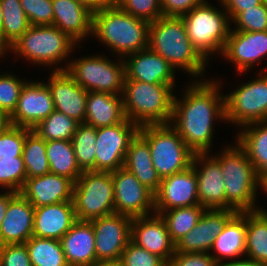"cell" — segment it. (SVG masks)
Instances as JSON below:
<instances>
[{"instance_id": "44", "label": "cell", "mask_w": 267, "mask_h": 266, "mask_svg": "<svg viewBox=\"0 0 267 266\" xmlns=\"http://www.w3.org/2000/svg\"><path fill=\"white\" fill-rule=\"evenodd\" d=\"M231 22L237 31H267V3L240 12Z\"/></svg>"}, {"instance_id": "13", "label": "cell", "mask_w": 267, "mask_h": 266, "mask_svg": "<svg viewBox=\"0 0 267 266\" xmlns=\"http://www.w3.org/2000/svg\"><path fill=\"white\" fill-rule=\"evenodd\" d=\"M115 213L137 218L155 212L154 193L124 167L111 172ZM151 211V212H150Z\"/></svg>"}, {"instance_id": "48", "label": "cell", "mask_w": 267, "mask_h": 266, "mask_svg": "<svg viewBox=\"0 0 267 266\" xmlns=\"http://www.w3.org/2000/svg\"><path fill=\"white\" fill-rule=\"evenodd\" d=\"M168 266H219L210 253L175 252Z\"/></svg>"}, {"instance_id": "19", "label": "cell", "mask_w": 267, "mask_h": 266, "mask_svg": "<svg viewBox=\"0 0 267 266\" xmlns=\"http://www.w3.org/2000/svg\"><path fill=\"white\" fill-rule=\"evenodd\" d=\"M130 240L150 253L158 255L167 264L175 253V243L166 224L156 213L132 219Z\"/></svg>"}, {"instance_id": "57", "label": "cell", "mask_w": 267, "mask_h": 266, "mask_svg": "<svg viewBox=\"0 0 267 266\" xmlns=\"http://www.w3.org/2000/svg\"><path fill=\"white\" fill-rule=\"evenodd\" d=\"M2 8H1V4H0V31H1V27L3 24V16H2ZM0 48H1V35H0Z\"/></svg>"}, {"instance_id": "47", "label": "cell", "mask_w": 267, "mask_h": 266, "mask_svg": "<svg viewBox=\"0 0 267 266\" xmlns=\"http://www.w3.org/2000/svg\"><path fill=\"white\" fill-rule=\"evenodd\" d=\"M0 266H32L25 243L0 245Z\"/></svg>"}, {"instance_id": "27", "label": "cell", "mask_w": 267, "mask_h": 266, "mask_svg": "<svg viewBox=\"0 0 267 266\" xmlns=\"http://www.w3.org/2000/svg\"><path fill=\"white\" fill-rule=\"evenodd\" d=\"M53 25L77 43L92 34L93 13L75 0H52ZM84 38V39H83Z\"/></svg>"}, {"instance_id": "31", "label": "cell", "mask_w": 267, "mask_h": 266, "mask_svg": "<svg viewBox=\"0 0 267 266\" xmlns=\"http://www.w3.org/2000/svg\"><path fill=\"white\" fill-rule=\"evenodd\" d=\"M237 143L245 150L254 170L261 177L267 173V120L241 127Z\"/></svg>"}, {"instance_id": "58", "label": "cell", "mask_w": 267, "mask_h": 266, "mask_svg": "<svg viewBox=\"0 0 267 266\" xmlns=\"http://www.w3.org/2000/svg\"><path fill=\"white\" fill-rule=\"evenodd\" d=\"M6 53L0 48V56L3 57Z\"/></svg>"}, {"instance_id": "24", "label": "cell", "mask_w": 267, "mask_h": 266, "mask_svg": "<svg viewBox=\"0 0 267 266\" xmlns=\"http://www.w3.org/2000/svg\"><path fill=\"white\" fill-rule=\"evenodd\" d=\"M35 207L18 193L7 207L0 225V245L22 244L33 236Z\"/></svg>"}, {"instance_id": "46", "label": "cell", "mask_w": 267, "mask_h": 266, "mask_svg": "<svg viewBox=\"0 0 267 266\" xmlns=\"http://www.w3.org/2000/svg\"><path fill=\"white\" fill-rule=\"evenodd\" d=\"M31 25H53L52 0H20Z\"/></svg>"}, {"instance_id": "25", "label": "cell", "mask_w": 267, "mask_h": 266, "mask_svg": "<svg viewBox=\"0 0 267 266\" xmlns=\"http://www.w3.org/2000/svg\"><path fill=\"white\" fill-rule=\"evenodd\" d=\"M76 221L73 201L35 207L33 236L60 240Z\"/></svg>"}, {"instance_id": "16", "label": "cell", "mask_w": 267, "mask_h": 266, "mask_svg": "<svg viewBox=\"0 0 267 266\" xmlns=\"http://www.w3.org/2000/svg\"><path fill=\"white\" fill-rule=\"evenodd\" d=\"M54 110L48 86L44 82L28 81L21 89L16 109L10 116V123L32 130Z\"/></svg>"}, {"instance_id": "59", "label": "cell", "mask_w": 267, "mask_h": 266, "mask_svg": "<svg viewBox=\"0 0 267 266\" xmlns=\"http://www.w3.org/2000/svg\"><path fill=\"white\" fill-rule=\"evenodd\" d=\"M259 210H262V211H264V212H267V210H266V209L264 210L263 208H260V207H259Z\"/></svg>"}, {"instance_id": "4", "label": "cell", "mask_w": 267, "mask_h": 266, "mask_svg": "<svg viewBox=\"0 0 267 266\" xmlns=\"http://www.w3.org/2000/svg\"><path fill=\"white\" fill-rule=\"evenodd\" d=\"M175 86V84L124 80L122 100L126 118L138 127L169 124L173 111Z\"/></svg>"}, {"instance_id": "9", "label": "cell", "mask_w": 267, "mask_h": 266, "mask_svg": "<svg viewBox=\"0 0 267 266\" xmlns=\"http://www.w3.org/2000/svg\"><path fill=\"white\" fill-rule=\"evenodd\" d=\"M119 63L110 61L102 55L88 56L67 63L66 67H57L53 71H66L82 88L95 92H107L122 95L125 74L124 59Z\"/></svg>"}, {"instance_id": "11", "label": "cell", "mask_w": 267, "mask_h": 266, "mask_svg": "<svg viewBox=\"0 0 267 266\" xmlns=\"http://www.w3.org/2000/svg\"><path fill=\"white\" fill-rule=\"evenodd\" d=\"M225 95V121L243 127L267 120V73ZM267 72V71H266ZM265 73V75H264Z\"/></svg>"}, {"instance_id": "1", "label": "cell", "mask_w": 267, "mask_h": 266, "mask_svg": "<svg viewBox=\"0 0 267 266\" xmlns=\"http://www.w3.org/2000/svg\"><path fill=\"white\" fill-rule=\"evenodd\" d=\"M203 80L187 86L182 100L174 96L170 121V126L194 153H209L213 121L225 120V96L219 92L220 83Z\"/></svg>"}, {"instance_id": "40", "label": "cell", "mask_w": 267, "mask_h": 266, "mask_svg": "<svg viewBox=\"0 0 267 266\" xmlns=\"http://www.w3.org/2000/svg\"><path fill=\"white\" fill-rule=\"evenodd\" d=\"M23 157L0 160V186L20 193L26 182Z\"/></svg>"}, {"instance_id": "38", "label": "cell", "mask_w": 267, "mask_h": 266, "mask_svg": "<svg viewBox=\"0 0 267 266\" xmlns=\"http://www.w3.org/2000/svg\"><path fill=\"white\" fill-rule=\"evenodd\" d=\"M96 134L97 128L80 123L71 140L77 164L82 171H95Z\"/></svg>"}, {"instance_id": "53", "label": "cell", "mask_w": 267, "mask_h": 266, "mask_svg": "<svg viewBox=\"0 0 267 266\" xmlns=\"http://www.w3.org/2000/svg\"><path fill=\"white\" fill-rule=\"evenodd\" d=\"M219 266H267V265L245 258L241 260L239 259L231 260L230 262L226 261V262L219 264Z\"/></svg>"}, {"instance_id": "18", "label": "cell", "mask_w": 267, "mask_h": 266, "mask_svg": "<svg viewBox=\"0 0 267 266\" xmlns=\"http://www.w3.org/2000/svg\"><path fill=\"white\" fill-rule=\"evenodd\" d=\"M236 213V210L206 209L196 226L175 243V252L209 253L218 234Z\"/></svg>"}, {"instance_id": "39", "label": "cell", "mask_w": 267, "mask_h": 266, "mask_svg": "<svg viewBox=\"0 0 267 266\" xmlns=\"http://www.w3.org/2000/svg\"><path fill=\"white\" fill-rule=\"evenodd\" d=\"M78 122L60 111L54 110L32 130L45 141L68 140L71 141L76 132Z\"/></svg>"}, {"instance_id": "5", "label": "cell", "mask_w": 267, "mask_h": 266, "mask_svg": "<svg viewBox=\"0 0 267 266\" xmlns=\"http://www.w3.org/2000/svg\"><path fill=\"white\" fill-rule=\"evenodd\" d=\"M221 154V155H220ZM214 157L219 161L225 184L226 210L254 211L260 189V176L254 170L245 150L236 142Z\"/></svg>"}, {"instance_id": "36", "label": "cell", "mask_w": 267, "mask_h": 266, "mask_svg": "<svg viewBox=\"0 0 267 266\" xmlns=\"http://www.w3.org/2000/svg\"><path fill=\"white\" fill-rule=\"evenodd\" d=\"M205 210L203 206L196 204L166 210L159 215L164 220L172 241L176 243L196 226Z\"/></svg>"}, {"instance_id": "34", "label": "cell", "mask_w": 267, "mask_h": 266, "mask_svg": "<svg viewBox=\"0 0 267 266\" xmlns=\"http://www.w3.org/2000/svg\"><path fill=\"white\" fill-rule=\"evenodd\" d=\"M3 16L1 27V49L8 52L16 42L31 26L20 0H0Z\"/></svg>"}, {"instance_id": "54", "label": "cell", "mask_w": 267, "mask_h": 266, "mask_svg": "<svg viewBox=\"0 0 267 266\" xmlns=\"http://www.w3.org/2000/svg\"><path fill=\"white\" fill-rule=\"evenodd\" d=\"M10 126V117L5 112L0 110V134Z\"/></svg>"}, {"instance_id": "29", "label": "cell", "mask_w": 267, "mask_h": 266, "mask_svg": "<svg viewBox=\"0 0 267 266\" xmlns=\"http://www.w3.org/2000/svg\"><path fill=\"white\" fill-rule=\"evenodd\" d=\"M123 167L153 193L159 189L161 178L153 166L149 144L139 133L129 144Z\"/></svg>"}, {"instance_id": "45", "label": "cell", "mask_w": 267, "mask_h": 266, "mask_svg": "<svg viewBox=\"0 0 267 266\" xmlns=\"http://www.w3.org/2000/svg\"><path fill=\"white\" fill-rule=\"evenodd\" d=\"M119 264L120 266H168L161 257L150 253L131 240L122 252Z\"/></svg>"}, {"instance_id": "7", "label": "cell", "mask_w": 267, "mask_h": 266, "mask_svg": "<svg viewBox=\"0 0 267 266\" xmlns=\"http://www.w3.org/2000/svg\"><path fill=\"white\" fill-rule=\"evenodd\" d=\"M77 44L54 25H31L8 50L34 64L53 66L66 60Z\"/></svg>"}, {"instance_id": "3", "label": "cell", "mask_w": 267, "mask_h": 266, "mask_svg": "<svg viewBox=\"0 0 267 266\" xmlns=\"http://www.w3.org/2000/svg\"><path fill=\"white\" fill-rule=\"evenodd\" d=\"M175 68H181L192 77H202L207 60L188 38L181 17L162 16L150 23L149 46Z\"/></svg>"}, {"instance_id": "50", "label": "cell", "mask_w": 267, "mask_h": 266, "mask_svg": "<svg viewBox=\"0 0 267 266\" xmlns=\"http://www.w3.org/2000/svg\"><path fill=\"white\" fill-rule=\"evenodd\" d=\"M224 9L229 15L230 20L232 21L240 12L245 9L253 8L254 6L260 5L261 0H218Z\"/></svg>"}, {"instance_id": "26", "label": "cell", "mask_w": 267, "mask_h": 266, "mask_svg": "<svg viewBox=\"0 0 267 266\" xmlns=\"http://www.w3.org/2000/svg\"><path fill=\"white\" fill-rule=\"evenodd\" d=\"M69 266H92L96 263L92 223L77 220L60 239Z\"/></svg>"}, {"instance_id": "15", "label": "cell", "mask_w": 267, "mask_h": 266, "mask_svg": "<svg viewBox=\"0 0 267 266\" xmlns=\"http://www.w3.org/2000/svg\"><path fill=\"white\" fill-rule=\"evenodd\" d=\"M199 204L197 176L193 164L187 169L161 179L159 189L154 193L156 214L178 207Z\"/></svg>"}, {"instance_id": "22", "label": "cell", "mask_w": 267, "mask_h": 266, "mask_svg": "<svg viewBox=\"0 0 267 266\" xmlns=\"http://www.w3.org/2000/svg\"><path fill=\"white\" fill-rule=\"evenodd\" d=\"M125 80H137L151 84H175V71L168 61L149 47L127 55Z\"/></svg>"}, {"instance_id": "56", "label": "cell", "mask_w": 267, "mask_h": 266, "mask_svg": "<svg viewBox=\"0 0 267 266\" xmlns=\"http://www.w3.org/2000/svg\"><path fill=\"white\" fill-rule=\"evenodd\" d=\"M92 266H120L119 262H96Z\"/></svg>"}, {"instance_id": "30", "label": "cell", "mask_w": 267, "mask_h": 266, "mask_svg": "<svg viewBox=\"0 0 267 266\" xmlns=\"http://www.w3.org/2000/svg\"><path fill=\"white\" fill-rule=\"evenodd\" d=\"M214 250L217 255L211 254L214 260L222 263L226 258L234 259L245 255L246 252V211L237 212L225 225L224 229L214 240L210 251Z\"/></svg>"}, {"instance_id": "10", "label": "cell", "mask_w": 267, "mask_h": 266, "mask_svg": "<svg viewBox=\"0 0 267 266\" xmlns=\"http://www.w3.org/2000/svg\"><path fill=\"white\" fill-rule=\"evenodd\" d=\"M76 219L92 221L115 213L114 185L110 172L83 171L73 187Z\"/></svg>"}, {"instance_id": "14", "label": "cell", "mask_w": 267, "mask_h": 266, "mask_svg": "<svg viewBox=\"0 0 267 266\" xmlns=\"http://www.w3.org/2000/svg\"><path fill=\"white\" fill-rule=\"evenodd\" d=\"M90 222L94 229L96 262H119L130 241L132 218L112 213Z\"/></svg>"}, {"instance_id": "43", "label": "cell", "mask_w": 267, "mask_h": 266, "mask_svg": "<svg viewBox=\"0 0 267 266\" xmlns=\"http://www.w3.org/2000/svg\"><path fill=\"white\" fill-rule=\"evenodd\" d=\"M31 129L11 125L0 134V160L22 157L26 134Z\"/></svg>"}, {"instance_id": "8", "label": "cell", "mask_w": 267, "mask_h": 266, "mask_svg": "<svg viewBox=\"0 0 267 266\" xmlns=\"http://www.w3.org/2000/svg\"><path fill=\"white\" fill-rule=\"evenodd\" d=\"M138 133L148 142L153 166L161 179L192 165L195 153L170 123L141 126Z\"/></svg>"}, {"instance_id": "17", "label": "cell", "mask_w": 267, "mask_h": 266, "mask_svg": "<svg viewBox=\"0 0 267 266\" xmlns=\"http://www.w3.org/2000/svg\"><path fill=\"white\" fill-rule=\"evenodd\" d=\"M192 164L197 176L199 205L205 209L226 210L225 184L219 161L209 153H195ZM199 164L201 170L197 167Z\"/></svg>"}, {"instance_id": "23", "label": "cell", "mask_w": 267, "mask_h": 266, "mask_svg": "<svg viewBox=\"0 0 267 266\" xmlns=\"http://www.w3.org/2000/svg\"><path fill=\"white\" fill-rule=\"evenodd\" d=\"M74 182L67 177L47 173L26 179L21 194L34 206L73 201Z\"/></svg>"}, {"instance_id": "33", "label": "cell", "mask_w": 267, "mask_h": 266, "mask_svg": "<svg viewBox=\"0 0 267 266\" xmlns=\"http://www.w3.org/2000/svg\"><path fill=\"white\" fill-rule=\"evenodd\" d=\"M46 154L51 173L67 177L74 183L77 182L83 171L77 164L72 141H46Z\"/></svg>"}, {"instance_id": "55", "label": "cell", "mask_w": 267, "mask_h": 266, "mask_svg": "<svg viewBox=\"0 0 267 266\" xmlns=\"http://www.w3.org/2000/svg\"><path fill=\"white\" fill-rule=\"evenodd\" d=\"M260 188L267 193V173L260 177Z\"/></svg>"}, {"instance_id": "12", "label": "cell", "mask_w": 267, "mask_h": 266, "mask_svg": "<svg viewBox=\"0 0 267 266\" xmlns=\"http://www.w3.org/2000/svg\"><path fill=\"white\" fill-rule=\"evenodd\" d=\"M138 131L139 127L127 118L116 125L97 128L95 171L111 173L122 168L129 144Z\"/></svg>"}, {"instance_id": "52", "label": "cell", "mask_w": 267, "mask_h": 266, "mask_svg": "<svg viewBox=\"0 0 267 266\" xmlns=\"http://www.w3.org/2000/svg\"><path fill=\"white\" fill-rule=\"evenodd\" d=\"M79 4L95 13L100 7L109 4L112 0H75Z\"/></svg>"}, {"instance_id": "32", "label": "cell", "mask_w": 267, "mask_h": 266, "mask_svg": "<svg viewBox=\"0 0 267 266\" xmlns=\"http://www.w3.org/2000/svg\"><path fill=\"white\" fill-rule=\"evenodd\" d=\"M248 259L267 265V212L246 211V252Z\"/></svg>"}, {"instance_id": "49", "label": "cell", "mask_w": 267, "mask_h": 266, "mask_svg": "<svg viewBox=\"0 0 267 266\" xmlns=\"http://www.w3.org/2000/svg\"><path fill=\"white\" fill-rule=\"evenodd\" d=\"M203 0H161L163 16L180 17L200 4Z\"/></svg>"}, {"instance_id": "2", "label": "cell", "mask_w": 267, "mask_h": 266, "mask_svg": "<svg viewBox=\"0 0 267 266\" xmlns=\"http://www.w3.org/2000/svg\"><path fill=\"white\" fill-rule=\"evenodd\" d=\"M149 27V22L121 10L112 1L93 13L91 35L124 59L148 48Z\"/></svg>"}, {"instance_id": "20", "label": "cell", "mask_w": 267, "mask_h": 266, "mask_svg": "<svg viewBox=\"0 0 267 266\" xmlns=\"http://www.w3.org/2000/svg\"><path fill=\"white\" fill-rule=\"evenodd\" d=\"M222 55L236 66L237 72L250 70L267 55V31L232 30Z\"/></svg>"}, {"instance_id": "42", "label": "cell", "mask_w": 267, "mask_h": 266, "mask_svg": "<svg viewBox=\"0 0 267 266\" xmlns=\"http://www.w3.org/2000/svg\"><path fill=\"white\" fill-rule=\"evenodd\" d=\"M26 82L10 73L0 75V110L9 117L16 109L21 89Z\"/></svg>"}, {"instance_id": "21", "label": "cell", "mask_w": 267, "mask_h": 266, "mask_svg": "<svg viewBox=\"0 0 267 266\" xmlns=\"http://www.w3.org/2000/svg\"><path fill=\"white\" fill-rule=\"evenodd\" d=\"M45 83L53 99L54 108L79 124L85 122L88 91L82 88L66 71H52Z\"/></svg>"}, {"instance_id": "35", "label": "cell", "mask_w": 267, "mask_h": 266, "mask_svg": "<svg viewBox=\"0 0 267 266\" xmlns=\"http://www.w3.org/2000/svg\"><path fill=\"white\" fill-rule=\"evenodd\" d=\"M25 245L32 266H69L60 240L32 236Z\"/></svg>"}, {"instance_id": "41", "label": "cell", "mask_w": 267, "mask_h": 266, "mask_svg": "<svg viewBox=\"0 0 267 266\" xmlns=\"http://www.w3.org/2000/svg\"><path fill=\"white\" fill-rule=\"evenodd\" d=\"M121 10L149 23L163 16L161 0H112Z\"/></svg>"}, {"instance_id": "6", "label": "cell", "mask_w": 267, "mask_h": 266, "mask_svg": "<svg viewBox=\"0 0 267 266\" xmlns=\"http://www.w3.org/2000/svg\"><path fill=\"white\" fill-rule=\"evenodd\" d=\"M180 17L191 43L206 60L213 53L220 52L222 55L231 31V20L227 12L203 0Z\"/></svg>"}, {"instance_id": "51", "label": "cell", "mask_w": 267, "mask_h": 266, "mask_svg": "<svg viewBox=\"0 0 267 266\" xmlns=\"http://www.w3.org/2000/svg\"><path fill=\"white\" fill-rule=\"evenodd\" d=\"M17 192L9 191L0 194V225L4 219L9 202L17 195Z\"/></svg>"}, {"instance_id": "28", "label": "cell", "mask_w": 267, "mask_h": 266, "mask_svg": "<svg viewBox=\"0 0 267 266\" xmlns=\"http://www.w3.org/2000/svg\"><path fill=\"white\" fill-rule=\"evenodd\" d=\"M125 119L122 95L107 92H88L85 124L99 128L116 125Z\"/></svg>"}, {"instance_id": "37", "label": "cell", "mask_w": 267, "mask_h": 266, "mask_svg": "<svg viewBox=\"0 0 267 266\" xmlns=\"http://www.w3.org/2000/svg\"><path fill=\"white\" fill-rule=\"evenodd\" d=\"M22 157L27 179L43 176L50 172L46 154V141L33 130L26 134Z\"/></svg>"}]
</instances>
